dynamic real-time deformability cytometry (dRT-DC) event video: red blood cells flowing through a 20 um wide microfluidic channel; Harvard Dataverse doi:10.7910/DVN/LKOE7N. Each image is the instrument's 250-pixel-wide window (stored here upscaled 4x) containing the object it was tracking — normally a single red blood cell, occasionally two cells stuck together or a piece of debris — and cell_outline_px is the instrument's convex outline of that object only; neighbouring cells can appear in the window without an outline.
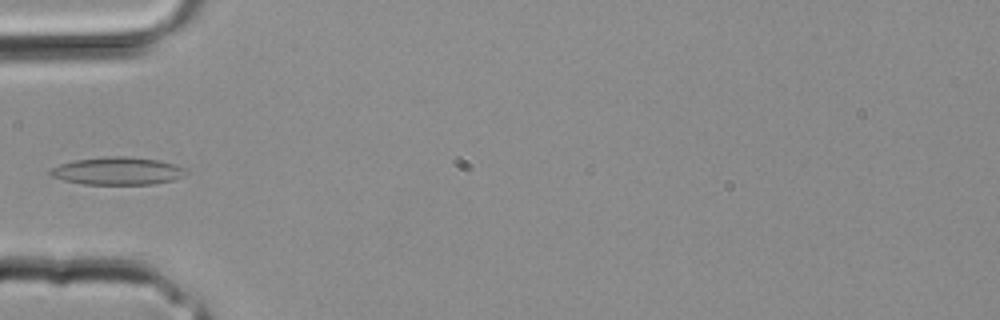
{"species": "common noctule bat (a hibernating species)", "species_latin": "Nyctalus noctula", "temperature_condition": "room temperature", "stored_images_in_passage": 9, "camera_frame_rate_fps": 3000, "um_per_image_px": 0.085, "animal": {"sex": "male", "body_mass_g": 20.4}, "frame": {"image": 1, "passage_image": 4, "time_ms": 1.0, "image_size_px": [1000, 320], "cell_outline_px": [[188, 172], [184, 176], [172, 180], [152, 184], [80, 184], [48, 176], [48, 172], [52, 168], [60, 164], [76, 160], [104, 156], [128, 156], [160, 160], [176, 164], [184, 168]], "centroid_in_image_um": [9.99, 14.53], "position_along_channel_um": 75.0, "area_um2": 22.08}}
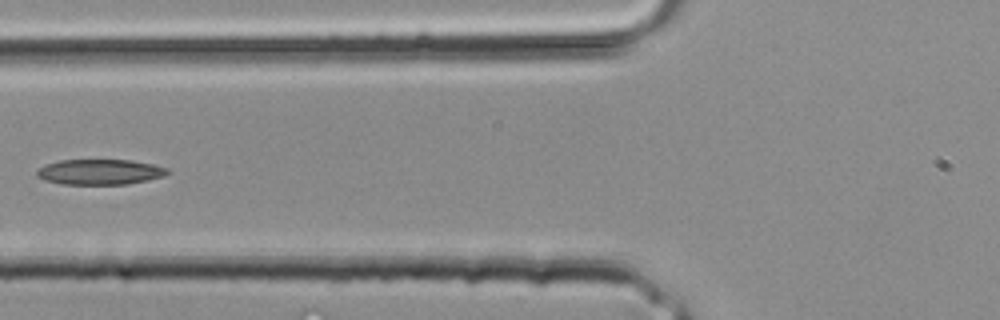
{"frame": {"image": 2, "passage_image": 6, "time_ms": 1.667, "image_size_px": [1000, 320], "cell_outline_px": [[172, 172], [164, 176], [148, 180], [128, 184], [60, 184], [44, 180], [36, 176], [36, 172], [44, 164], [60, 160], [128, 160], [152, 164], [168, 168]], "centroid_in_image_um": [8.49, 14.62], "position_along_channel_um": 117.3, "area_um2": 19.42}}
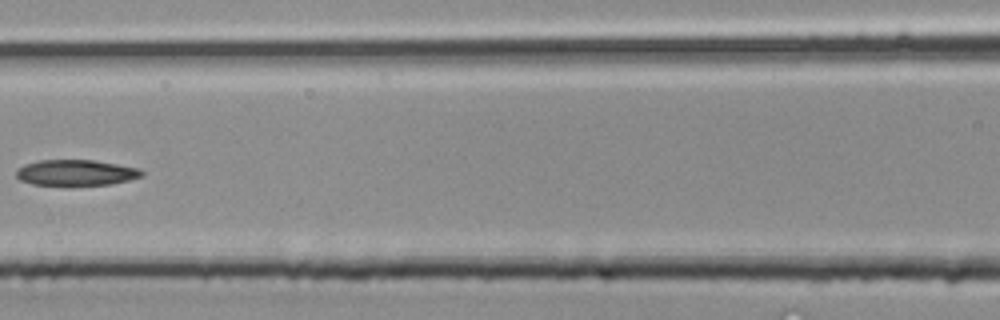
{"frame": {"image": 3, "passage_image": 8, "time_ms": 2.333, "image_size_px": [1000, 320], "cell_outline_px": [[144, 176], [112, 184], [32, 184], [20, 180], [16, 176], [16, 168], [24, 164], [40, 160], [96, 160], [140, 168], [144, 172]], "centroid_in_image_um": [6.48, 14.65], "position_along_channel_um": 160.1, "area_um2": 18.79}}